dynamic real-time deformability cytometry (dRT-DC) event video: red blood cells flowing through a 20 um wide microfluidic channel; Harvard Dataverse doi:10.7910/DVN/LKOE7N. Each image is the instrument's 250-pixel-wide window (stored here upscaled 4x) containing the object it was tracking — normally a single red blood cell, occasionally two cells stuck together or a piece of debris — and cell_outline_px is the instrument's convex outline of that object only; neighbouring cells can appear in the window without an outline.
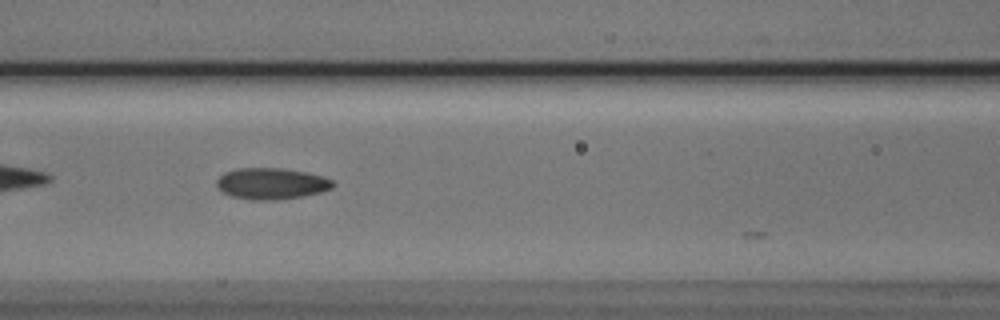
{"species": "Egyptian fruit bat (a non-hibernating species)", "species_latin": "Rousettus aegyptiacus", "temperature_condition": "cold", "stored_images_in_passage": 14, "camera_frame_rate_fps": 3000, "um_per_image_px": 0.085, "animal": {"sex": "male"}, "frame": {"image": 1, "passage_image": 4, "time_ms": 1.0, "image_size_px": [1000, 320], "cell_outline_px": [[336, 184], [332, 188], [320, 192], [304, 196], [280, 200], [252, 200], [232, 196], [224, 192], [216, 184], [216, 180], [224, 172], [236, 168], [280, 168], [304, 172], [324, 176], [332, 180]], "centroid_in_image_um": [23.09, 15.61], "position_along_channel_um": 143.5, "area_um2": 21.27}}
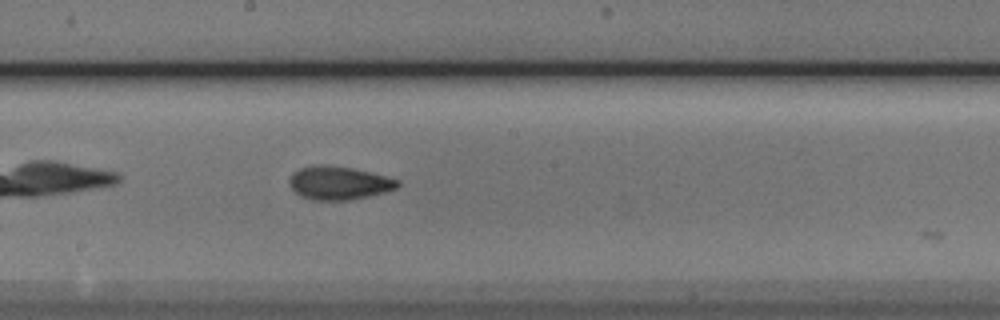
{"frame": {"image": 2, "passage_image": 10, "time_ms": 3.0, "image_size_px": [1000, 320], "cell_outline_px": [[400, 184], [396, 188], [384, 192], [368, 196], [348, 200], [312, 200], [300, 196], [288, 184], [288, 180], [292, 172], [300, 168], [320, 164], [352, 168], [400, 180]], "centroid_in_image_um": [28.76, 15.55], "position_along_channel_um": 219.4, "area_um2": 20.92}}
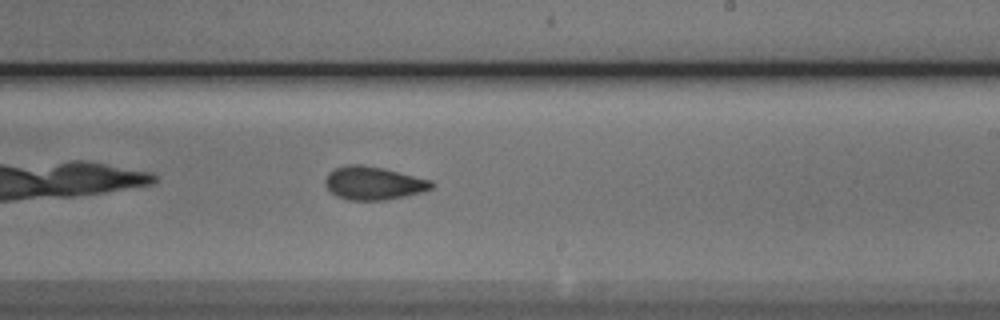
{"frame": {"image": 3, "passage_image": 13, "time_ms": 4.0, "image_size_px": [1000, 320], "cell_outline_px": [[432, 188], [420, 192], [404, 196], [384, 200], [348, 200], [336, 196], [324, 184], [324, 180], [328, 172], [336, 168], [348, 164], [360, 164], [384, 168], [432, 180]], "centroid_in_image_um": [31.71, 15.56], "position_along_channel_um": 257.3, "area_um2": 20.52}}